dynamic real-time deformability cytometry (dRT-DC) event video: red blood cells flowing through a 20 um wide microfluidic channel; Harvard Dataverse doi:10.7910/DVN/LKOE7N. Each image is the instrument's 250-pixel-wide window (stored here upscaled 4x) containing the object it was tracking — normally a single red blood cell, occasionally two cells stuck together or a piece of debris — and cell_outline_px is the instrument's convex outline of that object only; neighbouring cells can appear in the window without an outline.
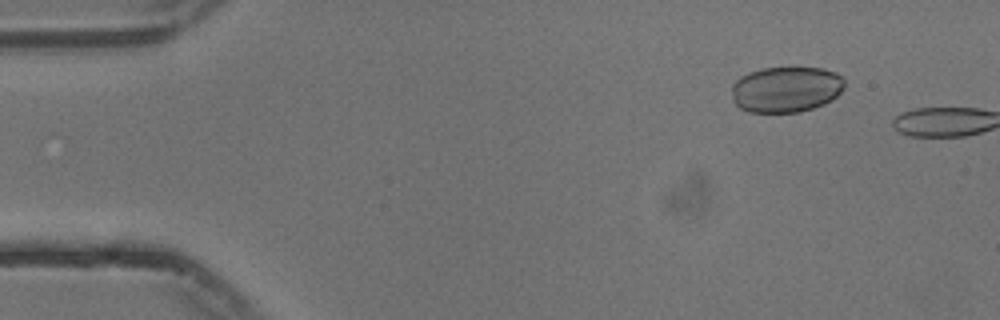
{"species": "common noctule bat (a hibernating species)", "species_latin": "Nyctalus noctula", "temperature_condition": "cold", "stored_images_in_passage": 4, "camera_frame_rate_fps": 3000, "um_per_image_px": 0.085, "animal": {"sex": "male", "body_mass_g": 13.3}, "frame": {"image": 1, "passage_image": 2, "time_ms": 0.333, "image_size_px": [1000, 320], "cell_outline_px": [[844, 88], [832, 100], [824, 104], [800, 112], [748, 112], [740, 108], [732, 100], [732, 84], [740, 76], [748, 72], [760, 68], [792, 64], [824, 68], [836, 72], [844, 80]], "centroid_in_image_um": [66.81, 7.54], "position_along_channel_um": 18.2, "area_um2": 31.27}}